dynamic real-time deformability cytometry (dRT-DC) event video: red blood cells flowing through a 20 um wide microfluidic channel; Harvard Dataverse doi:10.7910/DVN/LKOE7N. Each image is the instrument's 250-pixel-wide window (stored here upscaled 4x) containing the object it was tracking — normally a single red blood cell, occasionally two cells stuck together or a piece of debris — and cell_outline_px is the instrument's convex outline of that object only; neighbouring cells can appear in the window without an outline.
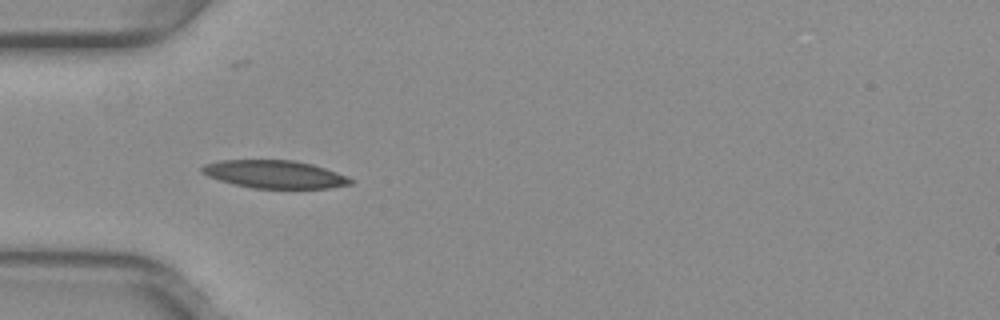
{"species": "common noctule bat (a hibernating species)", "species_latin": "Nyctalus noctula", "temperature_condition": "warm", "stored_images_in_passage": 39, "camera_frame_rate_fps": 3000, "um_per_image_px": 0.085, "animal": {"sex": "female", "body_mass_g": 29.2, "forearm_length_mm": 56.3}, "frame": {"image": 1, "passage_image": 3, "time_ms": 0.667, "image_size_px": [1000, 320], "cell_outline_px": [[352, 184], [328, 188], [252, 188], [220, 180], [208, 176], [200, 172], [200, 168], [204, 164], [220, 160], [292, 160], [312, 164], [336, 172], [352, 180]], "centroid_in_image_um": [23.3, 14.81], "position_along_channel_um": 61.7, "area_um2": 23.87}}
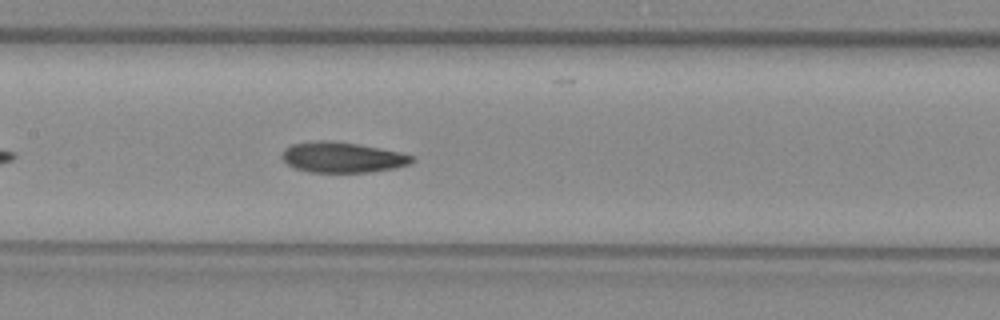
{"frame": {"image": 2, "passage_image": 12, "time_ms": 3.667, "image_size_px": [1000, 320], "cell_outline_px": [[416, 160], [412, 164], [396, 168], [368, 172], [308, 172], [292, 168], [280, 156], [284, 148], [292, 144], [312, 140], [324, 140], [356, 144], [404, 152], [416, 156]], "centroid_in_image_um": [29.13, 13.37], "position_along_channel_um": 178.3, "area_um2": 23.52}}
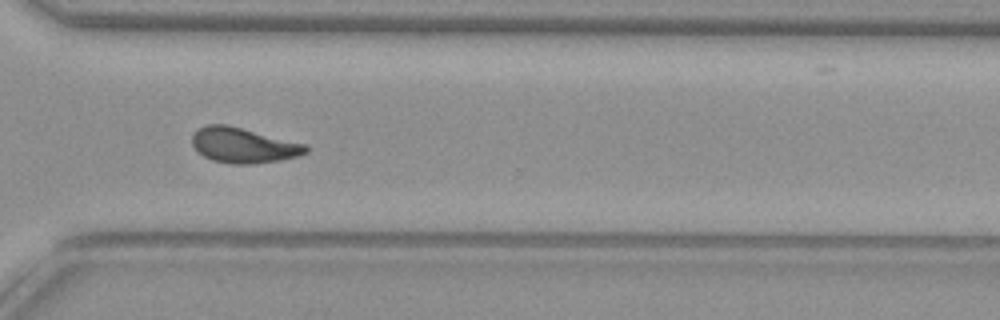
{"frame": {"image": 3, "passage_image": 25, "time_ms": 8.0, "image_size_px": [1000, 320], "cell_outline_px": [[308, 152], [300, 156], [280, 160], [252, 164], [232, 164], [212, 160], [204, 156], [192, 144], [192, 136], [200, 128], [208, 124], [228, 124], [308, 144]], "centroid_in_image_um": [20.75, 12.35], "position_along_channel_um": 349.8, "area_um2": 23.47}, "authors_computed_cell_mechanics": {"area_um2": 23.3512, "velocity_mm_per_s": 3.9702, "shape_relaxation_time_tau1_ms": null, "shape_relaxation_time_tau2_ms": 2.2596, "deformation_change_tau1": null, "deformation_change_tau2": 0.0906}}